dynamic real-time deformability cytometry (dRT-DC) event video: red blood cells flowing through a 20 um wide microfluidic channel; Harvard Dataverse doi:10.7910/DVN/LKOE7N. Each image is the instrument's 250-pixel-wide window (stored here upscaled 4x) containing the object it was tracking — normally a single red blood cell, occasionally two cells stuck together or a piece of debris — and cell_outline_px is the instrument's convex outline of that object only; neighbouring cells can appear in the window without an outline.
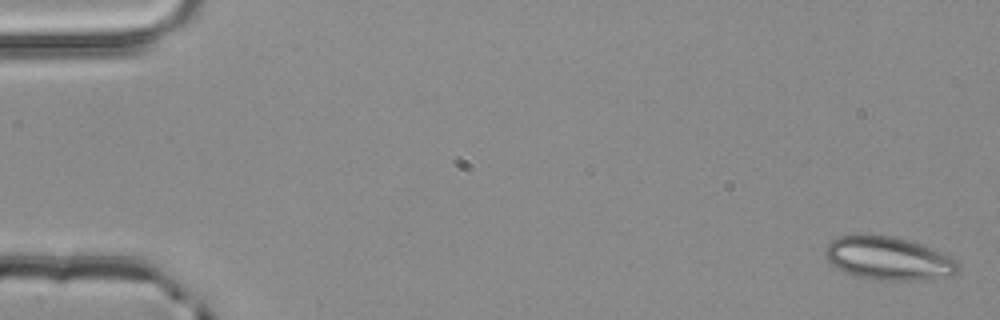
{"species": "common noctule bat (a hibernating species)", "species_latin": "Nyctalus noctula", "temperature_condition": "room temperature", "stored_images_in_passage": 3, "camera_frame_rate_fps": 3000, "um_per_image_px": 0.085, "animal": {"sex": "male", "body_mass_g": 20.4}, "frame": {"image": 1, "passage_image": 1, "time_ms": 0.0, "image_size_px": [1000, 320], "cell_outline_px": [[960, 264], [956, 272], [952, 276], [924, 280], [872, 280], [856, 276], [836, 268], [828, 260], [824, 252], [824, 248], [832, 240], [840, 236], [868, 232], [896, 236], [920, 244], [940, 252], [948, 256]], "centroid_in_image_um": [75.47, 21.94], "position_along_channel_um": 9.5, "area_um2": 33.99}}